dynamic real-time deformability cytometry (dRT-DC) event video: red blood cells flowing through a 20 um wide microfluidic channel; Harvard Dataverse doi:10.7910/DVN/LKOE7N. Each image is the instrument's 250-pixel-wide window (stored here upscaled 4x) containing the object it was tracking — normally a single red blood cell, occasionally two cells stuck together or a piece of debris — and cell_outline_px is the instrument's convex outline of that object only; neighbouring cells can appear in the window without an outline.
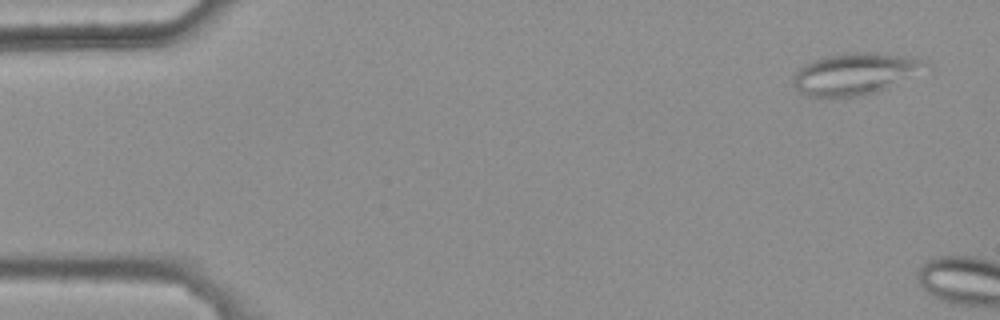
{"species": "common noctule bat (a hibernating species)", "species_latin": "Nyctalus noctula", "temperature_condition": "warm", "stored_images_in_passage": 6, "camera_frame_rate_fps": 3000, "um_per_image_px": 0.085, "animal": {"sex": "female", "body_mass_g": 25.1}, "frame": {"image": 1, "passage_image": 3, "time_ms": 0.667, "image_size_px": [1000, 320], "cell_outline_px": [[932, 68], [888, 88], [876, 92], [856, 96], [808, 96], [800, 92], [792, 84], [792, 80], [796, 72], [804, 64], [812, 60], [828, 56], [852, 52], [872, 52], [908, 56], [928, 60], [932, 64]], "centroid_in_image_um": [72.79, 6.25], "position_along_channel_um": 12.2, "area_um2": 32.48}}